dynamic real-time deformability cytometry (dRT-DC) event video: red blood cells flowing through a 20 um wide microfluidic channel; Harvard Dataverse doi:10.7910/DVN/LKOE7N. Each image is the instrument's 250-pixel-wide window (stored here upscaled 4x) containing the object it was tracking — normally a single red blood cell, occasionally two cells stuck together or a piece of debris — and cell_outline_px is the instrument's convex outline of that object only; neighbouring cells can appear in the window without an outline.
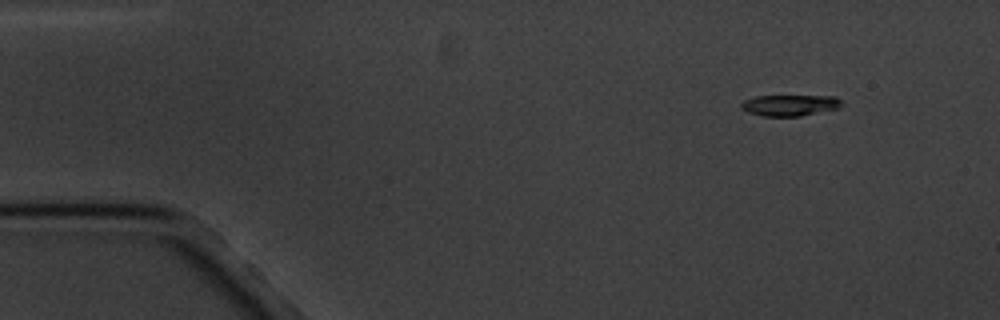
{"species": "common noctule bat (a hibernating species)", "species_latin": "Nyctalus noctula", "temperature_condition": "cold", "stored_images_in_passage": 4, "camera_frame_rate_fps": 3000, "um_per_image_px": 0.085, "animal": {"sex": "male", "body_mass_g": 20.1, "forearm_length_mm": 53.5}, "frame": {"image": 1, "passage_image": 1, "time_ms": 0.0, "image_size_px": [1000, 320], "cell_outline_px": [[840, 104], [836, 108], [800, 116], [764, 116], [748, 112], [740, 108], [740, 104], [744, 100], [756, 96], [836, 96], [840, 100]], "centroid_in_image_um": [67.07, 8.94], "position_along_channel_um": 17.9, "area_um2": 12.14}}
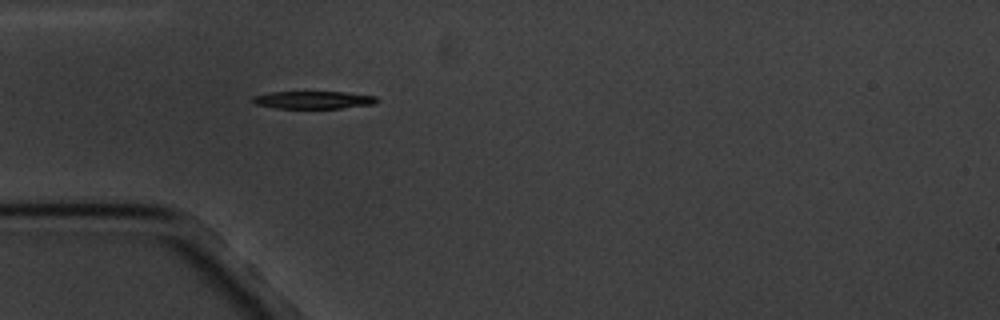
{"frame": {"image": 2, "passage_image": 4, "time_ms": 3.667, "image_size_px": [1000, 320], "cell_outline_px": [[380, 100], [372, 104], [340, 108], [276, 108], [256, 104], [248, 100], [252, 96], [268, 92], [344, 92], [376, 96]], "centroid_in_image_um": [26.57, 8.49], "position_along_channel_um": 58.4, "area_um2": 12.77}}